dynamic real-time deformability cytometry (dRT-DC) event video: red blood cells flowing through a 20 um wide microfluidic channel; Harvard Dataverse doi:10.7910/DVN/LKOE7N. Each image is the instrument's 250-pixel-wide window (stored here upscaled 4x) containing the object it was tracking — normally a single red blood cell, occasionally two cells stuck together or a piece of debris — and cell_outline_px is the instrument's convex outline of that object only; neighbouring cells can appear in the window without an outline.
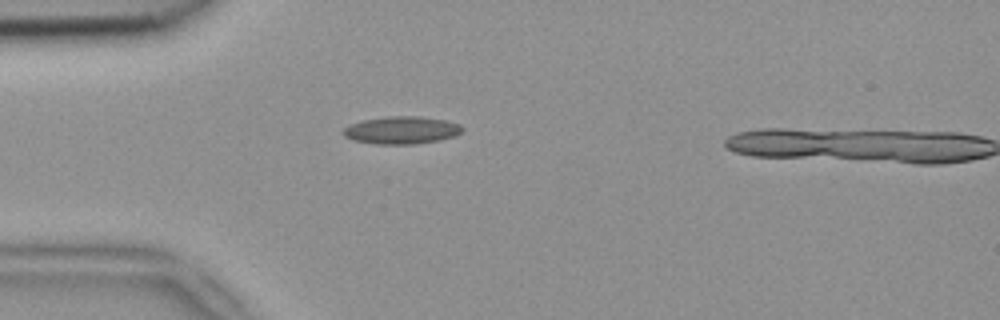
{"species": "common noctule bat (a hibernating species)", "species_latin": "Nyctalus noctula", "temperature_condition": "room temperature", "stored_images_in_passage": 2, "camera_frame_rate_fps": 3000, "um_per_image_px": 0.085, "animal": {"sex": "female", "body_mass_g": 18.4}, "frame": {"image": 1, "passage_image": 1, "time_ms": 0.0, "image_size_px": [1000, 320], "cell_outline_px": [[464, 128], [460, 132], [452, 136], [440, 140], [416, 144], [376, 144], [352, 140], [344, 136], [340, 132], [348, 124], [364, 120], [388, 116], [420, 116], [444, 120], [460, 124]], "centroid_in_image_um": [34.08, 11.06], "position_along_channel_um": 50.9, "area_um2": 19.19}}